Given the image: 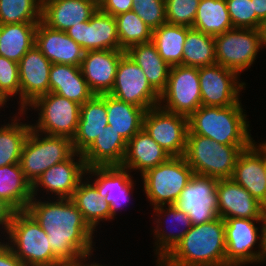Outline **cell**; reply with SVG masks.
<instances>
[{
    "label": "cell",
    "mask_w": 266,
    "mask_h": 266,
    "mask_svg": "<svg viewBox=\"0 0 266 266\" xmlns=\"http://www.w3.org/2000/svg\"><path fill=\"white\" fill-rule=\"evenodd\" d=\"M36 198L32 197L26 211L47 234L53 253L66 266H82L93 252L94 231L76 204L71 198L55 202Z\"/></svg>",
    "instance_id": "obj_1"
},
{
    "label": "cell",
    "mask_w": 266,
    "mask_h": 266,
    "mask_svg": "<svg viewBox=\"0 0 266 266\" xmlns=\"http://www.w3.org/2000/svg\"><path fill=\"white\" fill-rule=\"evenodd\" d=\"M158 266H226L224 220L192 225Z\"/></svg>",
    "instance_id": "obj_2"
},
{
    "label": "cell",
    "mask_w": 266,
    "mask_h": 266,
    "mask_svg": "<svg viewBox=\"0 0 266 266\" xmlns=\"http://www.w3.org/2000/svg\"><path fill=\"white\" fill-rule=\"evenodd\" d=\"M246 116L240 101L227 107L201 105L188 117L187 135H200L224 145H252L255 140L249 134Z\"/></svg>",
    "instance_id": "obj_3"
},
{
    "label": "cell",
    "mask_w": 266,
    "mask_h": 266,
    "mask_svg": "<svg viewBox=\"0 0 266 266\" xmlns=\"http://www.w3.org/2000/svg\"><path fill=\"white\" fill-rule=\"evenodd\" d=\"M7 243L25 266H66L52 251L47 234L25 211L14 212Z\"/></svg>",
    "instance_id": "obj_4"
},
{
    "label": "cell",
    "mask_w": 266,
    "mask_h": 266,
    "mask_svg": "<svg viewBox=\"0 0 266 266\" xmlns=\"http://www.w3.org/2000/svg\"><path fill=\"white\" fill-rule=\"evenodd\" d=\"M251 145H224L200 135H187L184 158L194 174L231 179L239 154Z\"/></svg>",
    "instance_id": "obj_5"
},
{
    "label": "cell",
    "mask_w": 266,
    "mask_h": 266,
    "mask_svg": "<svg viewBox=\"0 0 266 266\" xmlns=\"http://www.w3.org/2000/svg\"><path fill=\"white\" fill-rule=\"evenodd\" d=\"M41 135L43 136L31 128L19 161L24 177L31 185L48 168L67 160L75 153L72 139L65 136Z\"/></svg>",
    "instance_id": "obj_6"
},
{
    "label": "cell",
    "mask_w": 266,
    "mask_h": 266,
    "mask_svg": "<svg viewBox=\"0 0 266 266\" xmlns=\"http://www.w3.org/2000/svg\"><path fill=\"white\" fill-rule=\"evenodd\" d=\"M193 175L183 156H171L142 174L143 191L153 207L173 205Z\"/></svg>",
    "instance_id": "obj_7"
},
{
    "label": "cell",
    "mask_w": 266,
    "mask_h": 266,
    "mask_svg": "<svg viewBox=\"0 0 266 266\" xmlns=\"http://www.w3.org/2000/svg\"><path fill=\"white\" fill-rule=\"evenodd\" d=\"M216 62L238 75L255 61L266 46L262 29L233 28L214 37Z\"/></svg>",
    "instance_id": "obj_8"
},
{
    "label": "cell",
    "mask_w": 266,
    "mask_h": 266,
    "mask_svg": "<svg viewBox=\"0 0 266 266\" xmlns=\"http://www.w3.org/2000/svg\"><path fill=\"white\" fill-rule=\"evenodd\" d=\"M28 106L40 111L38 122L31 126L33 130L45 135L65 136L70 139L75 136L81 108L77 102L49 92L37 97Z\"/></svg>",
    "instance_id": "obj_9"
},
{
    "label": "cell",
    "mask_w": 266,
    "mask_h": 266,
    "mask_svg": "<svg viewBox=\"0 0 266 266\" xmlns=\"http://www.w3.org/2000/svg\"><path fill=\"white\" fill-rule=\"evenodd\" d=\"M264 219L228 218L224 220L226 266H242L248 263H260L264 258ZM255 222H262L260 234ZM260 241L256 252L253 247Z\"/></svg>",
    "instance_id": "obj_10"
},
{
    "label": "cell",
    "mask_w": 266,
    "mask_h": 266,
    "mask_svg": "<svg viewBox=\"0 0 266 266\" xmlns=\"http://www.w3.org/2000/svg\"><path fill=\"white\" fill-rule=\"evenodd\" d=\"M201 105L198 67L172 66L166 88L160 94L159 106L167 111L189 117Z\"/></svg>",
    "instance_id": "obj_11"
},
{
    "label": "cell",
    "mask_w": 266,
    "mask_h": 266,
    "mask_svg": "<svg viewBox=\"0 0 266 266\" xmlns=\"http://www.w3.org/2000/svg\"><path fill=\"white\" fill-rule=\"evenodd\" d=\"M143 129L170 156H184L189 131L187 116L158 105L145 112Z\"/></svg>",
    "instance_id": "obj_12"
},
{
    "label": "cell",
    "mask_w": 266,
    "mask_h": 266,
    "mask_svg": "<svg viewBox=\"0 0 266 266\" xmlns=\"http://www.w3.org/2000/svg\"><path fill=\"white\" fill-rule=\"evenodd\" d=\"M218 179L194 174L173 204L188 215L192 225L213 221L219 217Z\"/></svg>",
    "instance_id": "obj_13"
},
{
    "label": "cell",
    "mask_w": 266,
    "mask_h": 266,
    "mask_svg": "<svg viewBox=\"0 0 266 266\" xmlns=\"http://www.w3.org/2000/svg\"><path fill=\"white\" fill-rule=\"evenodd\" d=\"M109 94L146 111L158 106L160 100V95L149 84L140 66L126 53L121 56L115 83Z\"/></svg>",
    "instance_id": "obj_14"
},
{
    "label": "cell",
    "mask_w": 266,
    "mask_h": 266,
    "mask_svg": "<svg viewBox=\"0 0 266 266\" xmlns=\"http://www.w3.org/2000/svg\"><path fill=\"white\" fill-rule=\"evenodd\" d=\"M198 75L203 106L227 107L239 102L240 89L246 84L239 82L236 72L215 63L199 67Z\"/></svg>",
    "instance_id": "obj_15"
},
{
    "label": "cell",
    "mask_w": 266,
    "mask_h": 266,
    "mask_svg": "<svg viewBox=\"0 0 266 266\" xmlns=\"http://www.w3.org/2000/svg\"><path fill=\"white\" fill-rule=\"evenodd\" d=\"M66 34L85 52L95 50H123L120 47L115 17L99 8L89 21L67 29Z\"/></svg>",
    "instance_id": "obj_16"
},
{
    "label": "cell",
    "mask_w": 266,
    "mask_h": 266,
    "mask_svg": "<svg viewBox=\"0 0 266 266\" xmlns=\"http://www.w3.org/2000/svg\"><path fill=\"white\" fill-rule=\"evenodd\" d=\"M18 64L21 102L18 114L22 115L37 97L50 92L49 74L52 63L34 44Z\"/></svg>",
    "instance_id": "obj_17"
},
{
    "label": "cell",
    "mask_w": 266,
    "mask_h": 266,
    "mask_svg": "<svg viewBox=\"0 0 266 266\" xmlns=\"http://www.w3.org/2000/svg\"><path fill=\"white\" fill-rule=\"evenodd\" d=\"M231 179L266 208L265 144L263 142L258 146L254 142L239 154Z\"/></svg>",
    "instance_id": "obj_18"
},
{
    "label": "cell",
    "mask_w": 266,
    "mask_h": 266,
    "mask_svg": "<svg viewBox=\"0 0 266 266\" xmlns=\"http://www.w3.org/2000/svg\"><path fill=\"white\" fill-rule=\"evenodd\" d=\"M75 156L79 157L76 159ZM86 166L82 154L75 152L67 160L55 164L43 172L32 185V197L37 196V188L44 187L47 192L55 193L58 199L72 198L79 182L85 177ZM57 194V195H56Z\"/></svg>",
    "instance_id": "obj_19"
},
{
    "label": "cell",
    "mask_w": 266,
    "mask_h": 266,
    "mask_svg": "<svg viewBox=\"0 0 266 266\" xmlns=\"http://www.w3.org/2000/svg\"><path fill=\"white\" fill-rule=\"evenodd\" d=\"M128 172V169L121 166L86 168L85 175L90 173V175L97 176L92 184L97 188L99 195L110 205V220L114 219L116 212L130 201L129 196L134 189V182Z\"/></svg>",
    "instance_id": "obj_20"
},
{
    "label": "cell",
    "mask_w": 266,
    "mask_h": 266,
    "mask_svg": "<svg viewBox=\"0 0 266 266\" xmlns=\"http://www.w3.org/2000/svg\"><path fill=\"white\" fill-rule=\"evenodd\" d=\"M216 191L218 213L223 220L264 219L266 208L232 179H219Z\"/></svg>",
    "instance_id": "obj_21"
},
{
    "label": "cell",
    "mask_w": 266,
    "mask_h": 266,
    "mask_svg": "<svg viewBox=\"0 0 266 266\" xmlns=\"http://www.w3.org/2000/svg\"><path fill=\"white\" fill-rule=\"evenodd\" d=\"M124 50L87 51L81 63L83 77L95 95L109 94Z\"/></svg>",
    "instance_id": "obj_22"
},
{
    "label": "cell",
    "mask_w": 266,
    "mask_h": 266,
    "mask_svg": "<svg viewBox=\"0 0 266 266\" xmlns=\"http://www.w3.org/2000/svg\"><path fill=\"white\" fill-rule=\"evenodd\" d=\"M35 45L52 64L80 67L85 54L66 32L52 29L42 21L36 27Z\"/></svg>",
    "instance_id": "obj_23"
},
{
    "label": "cell",
    "mask_w": 266,
    "mask_h": 266,
    "mask_svg": "<svg viewBox=\"0 0 266 266\" xmlns=\"http://www.w3.org/2000/svg\"><path fill=\"white\" fill-rule=\"evenodd\" d=\"M98 8L97 0H46L42 3L41 21L65 32L78 23L89 21Z\"/></svg>",
    "instance_id": "obj_24"
},
{
    "label": "cell",
    "mask_w": 266,
    "mask_h": 266,
    "mask_svg": "<svg viewBox=\"0 0 266 266\" xmlns=\"http://www.w3.org/2000/svg\"><path fill=\"white\" fill-rule=\"evenodd\" d=\"M107 125L106 94L94 95L81 105L78 127L72 138L75 152L83 154Z\"/></svg>",
    "instance_id": "obj_25"
},
{
    "label": "cell",
    "mask_w": 266,
    "mask_h": 266,
    "mask_svg": "<svg viewBox=\"0 0 266 266\" xmlns=\"http://www.w3.org/2000/svg\"><path fill=\"white\" fill-rule=\"evenodd\" d=\"M171 156L157 144L142 128L128 142L121 167L138 170L141 175L148 169L156 167Z\"/></svg>",
    "instance_id": "obj_26"
},
{
    "label": "cell",
    "mask_w": 266,
    "mask_h": 266,
    "mask_svg": "<svg viewBox=\"0 0 266 266\" xmlns=\"http://www.w3.org/2000/svg\"><path fill=\"white\" fill-rule=\"evenodd\" d=\"M127 148L124 138L112 129L104 127L93 144L82 154L86 168L94 166H121Z\"/></svg>",
    "instance_id": "obj_27"
},
{
    "label": "cell",
    "mask_w": 266,
    "mask_h": 266,
    "mask_svg": "<svg viewBox=\"0 0 266 266\" xmlns=\"http://www.w3.org/2000/svg\"><path fill=\"white\" fill-rule=\"evenodd\" d=\"M50 92L82 105L95 94L89 88L79 66L52 64L49 74Z\"/></svg>",
    "instance_id": "obj_28"
},
{
    "label": "cell",
    "mask_w": 266,
    "mask_h": 266,
    "mask_svg": "<svg viewBox=\"0 0 266 266\" xmlns=\"http://www.w3.org/2000/svg\"><path fill=\"white\" fill-rule=\"evenodd\" d=\"M125 53L140 66L149 84L160 95L166 88L171 66L159 55L152 42L130 46Z\"/></svg>",
    "instance_id": "obj_29"
},
{
    "label": "cell",
    "mask_w": 266,
    "mask_h": 266,
    "mask_svg": "<svg viewBox=\"0 0 266 266\" xmlns=\"http://www.w3.org/2000/svg\"><path fill=\"white\" fill-rule=\"evenodd\" d=\"M107 122L128 142L143 128L144 108L106 94Z\"/></svg>",
    "instance_id": "obj_30"
},
{
    "label": "cell",
    "mask_w": 266,
    "mask_h": 266,
    "mask_svg": "<svg viewBox=\"0 0 266 266\" xmlns=\"http://www.w3.org/2000/svg\"><path fill=\"white\" fill-rule=\"evenodd\" d=\"M0 198L15 212L25 211L32 199V185L19 163L0 167Z\"/></svg>",
    "instance_id": "obj_31"
},
{
    "label": "cell",
    "mask_w": 266,
    "mask_h": 266,
    "mask_svg": "<svg viewBox=\"0 0 266 266\" xmlns=\"http://www.w3.org/2000/svg\"><path fill=\"white\" fill-rule=\"evenodd\" d=\"M38 23L0 24V56L16 63L35 44Z\"/></svg>",
    "instance_id": "obj_32"
},
{
    "label": "cell",
    "mask_w": 266,
    "mask_h": 266,
    "mask_svg": "<svg viewBox=\"0 0 266 266\" xmlns=\"http://www.w3.org/2000/svg\"><path fill=\"white\" fill-rule=\"evenodd\" d=\"M165 207V208H164ZM167 209V210H165ZM155 212L157 213L158 219H156L157 226L154 229V236L157 238V242H155L156 245V252L158 254L157 256V263L159 264L175 247L176 245L181 241V239L184 237V235L190 230L192 227V223L188 217L187 214H185L183 211L178 210L174 205H168L166 208V205H161L154 207ZM166 212V213H165ZM164 213V216L166 215L169 220L172 221V225L175 227L183 226L184 230L178 231L176 233H168L159 227L161 225L160 223H163L160 219L162 216L161 214ZM160 217V218H159ZM167 219V220H168ZM170 221V223H171ZM177 222V224H173V222ZM169 222V221H167ZM182 224V225H181ZM170 227V226H169ZM168 230V229H166ZM178 230V229H177ZM174 231V230H173ZM170 232V231H169ZM175 232V231H174ZM159 242V243H158Z\"/></svg>",
    "instance_id": "obj_33"
},
{
    "label": "cell",
    "mask_w": 266,
    "mask_h": 266,
    "mask_svg": "<svg viewBox=\"0 0 266 266\" xmlns=\"http://www.w3.org/2000/svg\"><path fill=\"white\" fill-rule=\"evenodd\" d=\"M86 180L79 182L71 199L84 221L95 231L100 221L110 220V205L99 195L97 188L87 178Z\"/></svg>",
    "instance_id": "obj_34"
},
{
    "label": "cell",
    "mask_w": 266,
    "mask_h": 266,
    "mask_svg": "<svg viewBox=\"0 0 266 266\" xmlns=\"http://www.w3.org/2000/svg\"><path fill=\"white\" fill-rule=\"evenodd\" d=\"M192 28L213 37L233 29L226 0H200Z\"/></svg>",
    "instance_id": "obj_35"
},
{
    "label": "cell",
    "mask_w": 266,
    "mask_h": 266,
    "mask_svg": "<svg viewBox=\"0 0 266 266\" xmlns=\"http://www.w3.org/2000/svg\"><path fill=\"white\" fill-rule=\"evenodd\" d=\"M189 27L163 24L152 32V43L163 60L172 66L182 65L183 45Z\"/></svg>",
    "instance_id": "obj_36"
},
{
    "label": "cell",
    "mask_w": 266,
    "mask_h": 266,
    "mask_svg": "<svg viewBox=\"0 0 266 266\" xmlns=\"http://www.w3.org/2000/svg\"><path fill=\"white\" fill-rule=\"evenodd\" d=\"M215 63L214 37L191 27L183 45L182 65L199 68Z\"/></svg>",
    "instance_id": "obj_37"
},
{
    "label": "cell",
    "mask_w": 266,
    "mask_h": 266,
    "mask_svg": "<svg viewBox=\"0 0 266 266\" xmlns=\"http://www.w3.org/2000/svg\"><path fill=\"white\" fill-rule=\"evenodd\" d=\"M0 127V167L19 163L22 147L32 125L23 124L19 119Z\"/></svg>",
    "instance_id": "obj_38"
},
{
    "label": "cell",
    "mask_w": 266,
    "mask_h": 266,
    "mask_svg": "<svg viewBox=\"0 0 266 266\" xmlns=\"http://www.w3.org/2000/svg\"><path fill=\"white\" fill-rule=\"evenodd\" d=\"M120 47L126 51L130 46L152 41L153 30L133 11L115 16Z\"/></svg>",
    "instance_id": "obj_39"
},
{
    "label": "cell",
    "mask_w": 266,
    "mask_h": 266,
    "mask_svg": "<svg viewBox=\"0 0 266 266\" xmlns=\"http://www.w3.org/2000/svg\"><path fill=\"white\" fill-rule=\"evenodd\" d=\"M41 10L39 0H0V24L39 23Z\"/></svg>",
    "instance_id": "obj_40"
},
{
    "label": "cell",
    "mask_w": 266,
    "mask_h": 266,
    "mask_svg": "<svg viewBox=\"0 0 266 266\" xmlns=\"http://www.w3.org/2000/svg\"><path fill=\"white\" fill-rule=\"evenodd\" d=\"M233 28L263 29L264 23L256 16L252 0H226Z\"/></svg>",
    "instance_id": "obj_41"
},
{
    "label": "cell",
    "mask_w": 266,
    "mask_h": 266,
    "mask_svg": "<svg viewBox=\"0 0 266 266\" xmlns=\"http://www.w3.org/2000/svg\"><path fill=\"white\" fill-rule=\"evenodd\" d=\"M199 2L200 0H165L167 23L193 27Z\"/></svg>",
    "instance_id": "obj_42"
},
{
    "label": "cell",
    "mask_w": 266,
    "mask_h": 266,
    "mask_svg": "<svg viewBox=\"0 0 266 266\" xmlns=\"http://www.w3.org/2000/svg\"><path fill=\"white\" fill-rule=\"evenodd\" d=\"M152 30L166 24L165 0H132V9Z\"/></svg>",
    "instance_id": "obj_43"
},
{
    "label": "cell",
    "mask_w": 266,
    "mask_h": 266,
    "mask_svg": "<svg viewBox=\"0 0 266 266\" xmlns=\"http://www.w3.org/2000/svg\"><path fill=\"white\" fill-rule=\"evenodd\" d=\"M20 94L19 64L0 56V94L8 98Z\"/></svg>",
    "instance_id": "obj_44"
},
{
    "label": "cell",
    "mask_w": 266,
    "mask_h": 266,
    "mask_svg": "<svg viewBox=\"0 0 266 266\" xmlns=\"http://www.w3.org/2000/svg\"><path fill=\"white\" fill-rule=\"evenodd\" d=\"M99 9L113 17L129 12L132 9V0H99Z\"/></svg>",
    "instance_id": "obj_45"
},
{
    "label": "cell",
    "mask_w": 266,
    "mask_h": 266,
    "mask_svg": "<svg viewBox=\"0 0 266 266\" xmlns=\"http://www.w3.org/2000/svg\"><path fill=\"white\" fill-rule=\"evenodd\" d=\"M0 266H25L14 254L7 242H0Z\"/></svg>",
    "instance_id": "obj_46"
},
{
    "label": "cell",
    "mask_w": 266,
    "mask_h": 266,
    "mask_svg": "<svg viewBox=\"0 0 266 266\" xmlns=\"http://www.w3.org/2000/svg\"><path fill=\"white\" fill-rule=\"evenodd\" d=\"M14 212L15 211L0 198V225H2V228H5V232L8 230Z\"/></svg>",
    "instance_id": "obj_47"
},
{
    "label": "cell",
    "mask_w": 266,
    "mask_h": 266,
    "mask_svg": "<svg viewBox=\"0 0 266 266\" xmlns=\"http://www.w3.org/2000/svg\"><path fill=\"white\" fill-rule=\"evenodd\" d=\"M256 16L266 22V0H252Z\"/></svg>",
    "instance_id": "obj_48"
},
{
    "label": "cell",
    "mask_w": 266,
    "mask_h": 266,
    "mask_svg": "<svg viewBox=\"0 0 266 266\" xmlns=\"http://www.w3.org/2000/svg\"><path fill=\"white\" fill-rule=\"evenodd\" d=\"M263 225H264V258H263L264 262L266 260V211L264 214Z\"/></svg>",
    "instance_id": "obj_49"
},
{
    "label": "cell",
    "mask_w": 266,
    "mask_h": 266,
    "mask_svg": "<svg viewBox=\"0 0 266 266\" xmlns=\"http://www.w3.org/2000/svg\"><path fill=\"white\" fill-rule=\"evenodd\" d=\"M7 100L0 94V108L4 107V104H6Z\"/></svg>",
    "instance_id": "obj_50"
},
{
    "label": "cell",
    "mask_w": 266,
    "mask_h": 266,
    "mask_svg": "<svg viewBox=\"0 0 266 266\" xmlns=\"http://www.w3.org/2000/svg\"><path fill=\"white\" fill-rule=\"evenodd\" d=\"M263 35H264V39L266 41V22L264 23V26H263Z\"/></svg>",
    "instance_id": "obj_51"
},
{
    "label": "cell",
    "mask_w": 266,
    "mask_h": 266,
    "mask_svg": "<svg viewBox=\"0 0 266 266\" xmlns=\"http://www.w3.org/2000/svg\"><path fill=\"white\" fill-rule=\"evenodd\" d=\"M82 266H103V265H99V263L98 264L97 263H91V264H83Z\"/></svg>",
    "instance_id": "obj_52"
},
{
    "label": "cell",
    "mask_w": 266,
    "mask_h": 266,
    "mask_svg": "<svg viewBox=\"0 0 266 266\" xmlns=\"http://www.w3.org/2000/svg\"><path fill=\"white\" fill-rule=\"evenodd\" d=\"M265 179H266V145H265Z\"/></svg>",
    "instance_id": "obj_53"
}]
</instances>
